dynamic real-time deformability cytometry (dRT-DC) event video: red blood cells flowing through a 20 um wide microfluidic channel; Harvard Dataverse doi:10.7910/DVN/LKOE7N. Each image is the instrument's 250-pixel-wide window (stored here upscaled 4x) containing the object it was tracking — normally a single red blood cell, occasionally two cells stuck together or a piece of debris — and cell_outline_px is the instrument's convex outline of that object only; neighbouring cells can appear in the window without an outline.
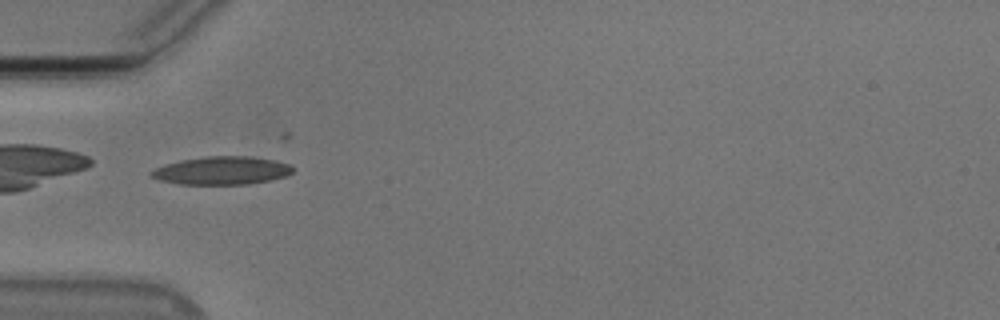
{"species": "Egyptian fruit bat (a non-hibernating species)", "species_latin": "Rousettus aegyptiacus", "temperature_condition": "cold", "stored_images_in_passage": 36, "camera_frame_rate_fps": 3000, "um_per_image_px": 0.085, "animal": {"sex": "male"}, "frame": {"image": 1, "passage_image": 1, "time_ms": 0.0, "image_size_px": [1000, 320], "cell_outline_px": [[292, 172], [284, 176], [268, 180], [248, 184], [180, 184], [160, 180], [152, 176], [148, 172], [164, 164], [180, 160], [208, 156], [248, 156], [272, 160], [292, 164]], "centroid_in_image_um": [18.82, 14.49], "position_along_channel_um": 66.2, "area_um2": 22.95}, "authors_computed_cell_mechanics": {"area_um2": 21.1548, "velocity_mm_per_s": 3.7821, "shape_relaxation_time_tau1_ms": 4.6338, "shape_relaxation_time_tau2_ms": 1.379, "deformation_change_tau1": 0.1759, "deformation_change_tau2": 0.0893}}